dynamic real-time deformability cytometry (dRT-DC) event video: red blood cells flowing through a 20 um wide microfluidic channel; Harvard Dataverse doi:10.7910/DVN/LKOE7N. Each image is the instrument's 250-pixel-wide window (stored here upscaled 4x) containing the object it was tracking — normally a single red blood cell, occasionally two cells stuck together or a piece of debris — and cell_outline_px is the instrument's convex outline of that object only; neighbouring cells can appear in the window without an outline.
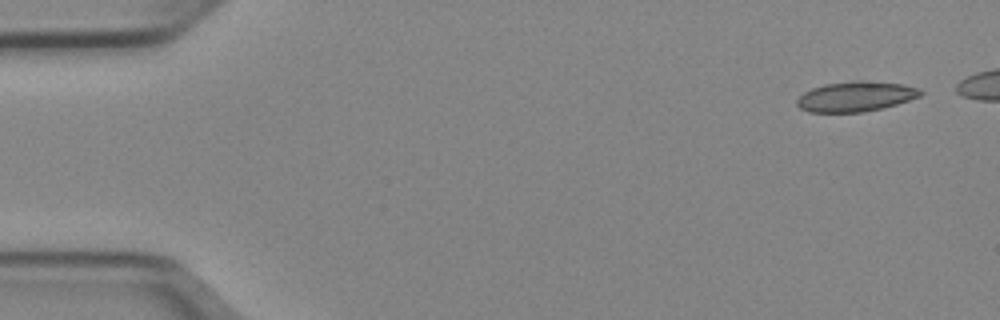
{"species": "Egyptian fruit bat (a non-hibernating species)", "species_latin": "Rousettus aegyptiacus", "temperature_condition": "cold", "stored_images_in_passage": 44, "camera_frame_rate_fps": 3000, "um_per_image_px": 0.085, "animal": {"sex": "female"}, "frame": {"image": 1, "passage_image": 1, "time_ms": 0.0, "image_size_px": [1000, 320], "cell_outline_px": [[924, 92], [920, 96], [896, 104], [864, 112], [808, 112], [800, 108], [796, 104], [796, 100], [804, 92], [812, 88], [824, 84], [852, 80], [864, 80], [904, 84], [920, 88]], "centroid_in_image_um": [72.73, 8.19], "position_along_channel_um": 12.3, "area_um2": 21.79}}
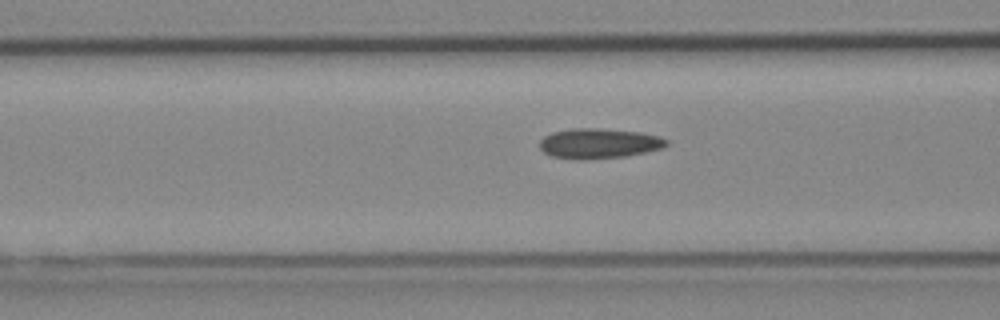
{"frame": {"image": 2, "passage_image": 18, "time_ms": 5.667, "image_size_px": [1000, 320], "cell_outline_px": [[668, 144], [664, 148], [624, 156], [584, 160], [580, 160], [552, 156], [544, 152], [540, 148], [540, 140], [544, 136], [552, 132], [572, 128], [596, 128], [640, 132], [660, 136], [668, 140]], "centroid_in_image_um": [50.91, 12.19], "position_along_channel_um": 115.7, "area_um2": 22.25}}
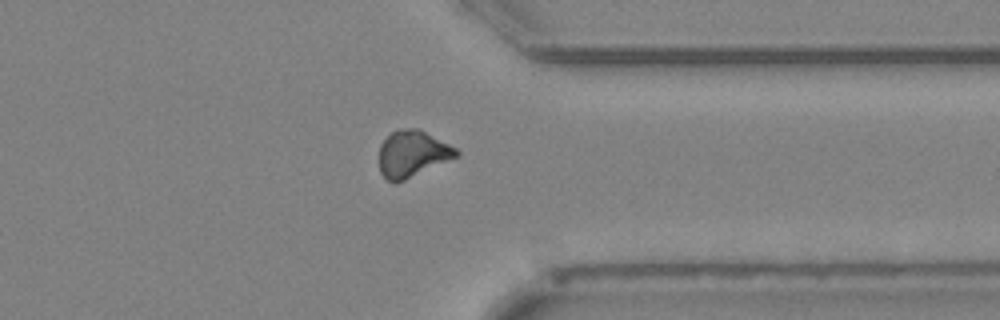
{"frame": {"image": 3, "passage_image": 38, "time_ms": 12.333, "image_size_px": [1000, 320], "cell_outline_px": [[460, 156], [404, 180], [388, 180], [380, 172], [380, 144], [392, 132], [400, 128], [420, 128], [456, 148], [460, 152]], "centroid_in_image_um": [35.09, 13.04], "position_along_channel_um": 376.3, "area_um2": 20.75}, "authors_computed_cell_mechanics": {"area_um2": 21.2126, "velocity_mm_per_s": 3.9695, "shape_relaxation_time_tau1_ms": null, "shape_relaxation_time_tau2_ms": 10.0192, "deformation_change_tau1": null, "deformation_change_tau2": 0.1499}}